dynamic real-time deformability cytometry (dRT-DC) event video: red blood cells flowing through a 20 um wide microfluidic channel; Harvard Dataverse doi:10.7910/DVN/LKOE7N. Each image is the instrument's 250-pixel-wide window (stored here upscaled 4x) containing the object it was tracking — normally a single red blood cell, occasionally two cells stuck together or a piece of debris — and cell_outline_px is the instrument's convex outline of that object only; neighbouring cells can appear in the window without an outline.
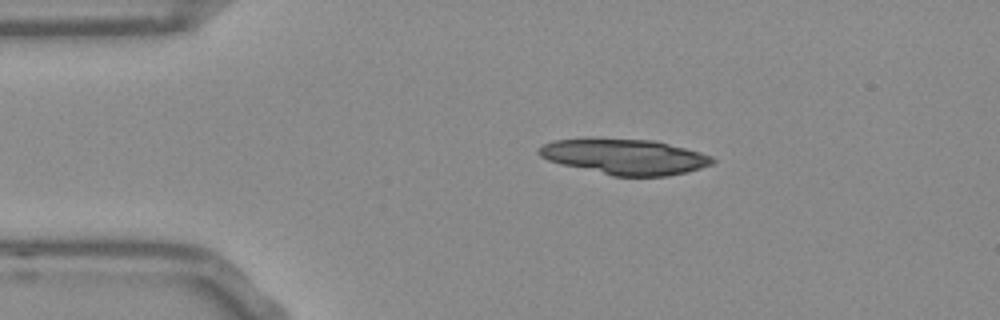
{"species": "Egyptian fruit bat (a non-hibernating species)", "species_latin": "Rousettus aegyptiacus", "temperature_condition": "room temperature", "stored_images_in_passage": 32, "camera_frame_rate_fps": 3000, "um_per_image_px": 0.085, "frame": {"image": 1, "passage_image": 1, "time_ms": 0.0, "image_size_px": [1000, 320], "cell_outline_px": [[716, 160], [712, 164], [688, 172], [668, 176], [612, 176], [560, 164], [548, 160], [540, 156], [536, 152], [544, 144], [556, 140], [652, 140], [700, 152], [712, 156]], "centroid_in_image_um": [53.14, 13.36], "position_along_channel_um": 31.9, "area_um2": 35.14}}